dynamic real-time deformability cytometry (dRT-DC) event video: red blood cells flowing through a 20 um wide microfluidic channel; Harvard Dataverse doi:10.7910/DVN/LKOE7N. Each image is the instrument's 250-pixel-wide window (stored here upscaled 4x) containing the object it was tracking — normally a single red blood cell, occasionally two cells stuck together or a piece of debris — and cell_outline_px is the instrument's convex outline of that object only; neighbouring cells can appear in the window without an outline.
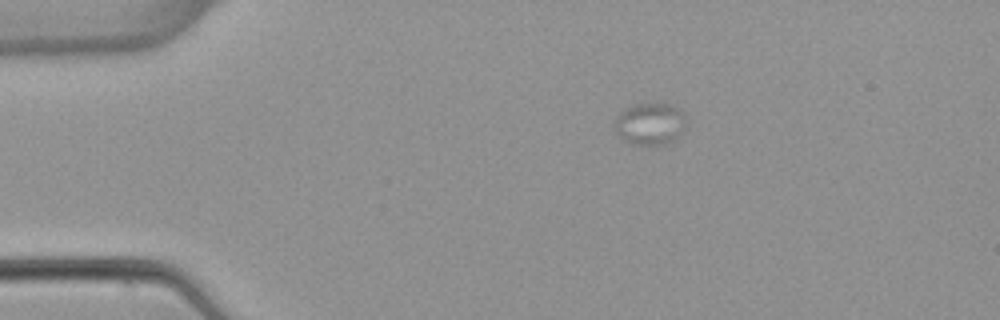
{"species": "common noctule bat (a hibernating species)", "species_latin": "Nyctalus noctula", "temperature_condition": "warm", "stored_images_in_passage": 7, "camera_frame_rate_fps": 3000, "um_per_image_px": 0.085, "animal": {"sex": "female", "body_mass_g": 22.7, "forearm_length_mm": 54.2}, "frame": {"image": 1, "passage_image": 1, "time_ms": 0.0, "image_size_px": [1000, 320], "cell_outline_px": [[684, 128], [668, 144], [632, 144], [624, 140], [612, 128], [612, 124], [616, 116], [624, 108], [632, 104], [668, 104], [684, 112]], "centroid_in_image_um": [55.17, 10.51], "position_along_channel_um": 29.8, "area_um2": 17.4}}
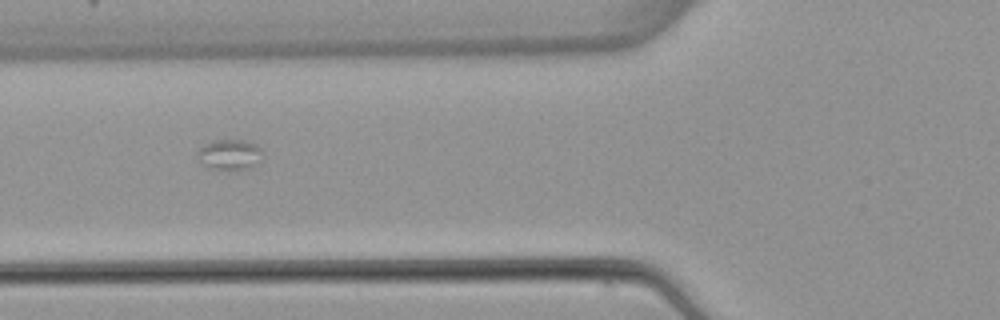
{"frame": {"image": 2, "passage_image": 4, "time_ms": 3.667, "image_size_px": [1000, 320], "cell_outline_px": [[264, 160], [260, 164], [252, 168], [236, 172], [228, 172], [212, 168], [204, 164], [196, 156], [196, 152], [204, 144], [212, 140], [244, 140], [256, 144], [264, 152]], "centroid_in_image_um": [19.61, 13.19], "position_along_channel_um": 106.2, "area_um2": 12.37}}
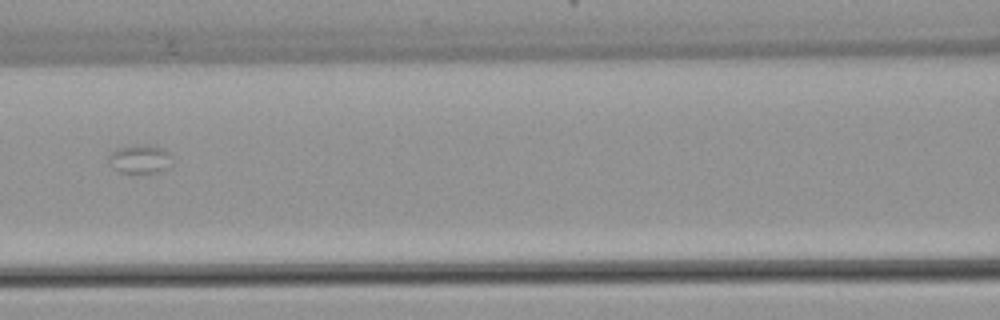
{"frame": {"image": 3, "passage_image": 5, "time_ms": 5.0, "image_size_px": [1000, 320], "cell_outline_px": [[168, 168], [156, 172], [120, 172], [112, 168], [108, 160], [108, 156], [116, 148], [136, 144], [148, 144], [160, 148], [168, 152]], "centroid_in_image_um": [11.81, 13.5], "position_along_channel_um": 154.8, "area_um2": 10.35}}